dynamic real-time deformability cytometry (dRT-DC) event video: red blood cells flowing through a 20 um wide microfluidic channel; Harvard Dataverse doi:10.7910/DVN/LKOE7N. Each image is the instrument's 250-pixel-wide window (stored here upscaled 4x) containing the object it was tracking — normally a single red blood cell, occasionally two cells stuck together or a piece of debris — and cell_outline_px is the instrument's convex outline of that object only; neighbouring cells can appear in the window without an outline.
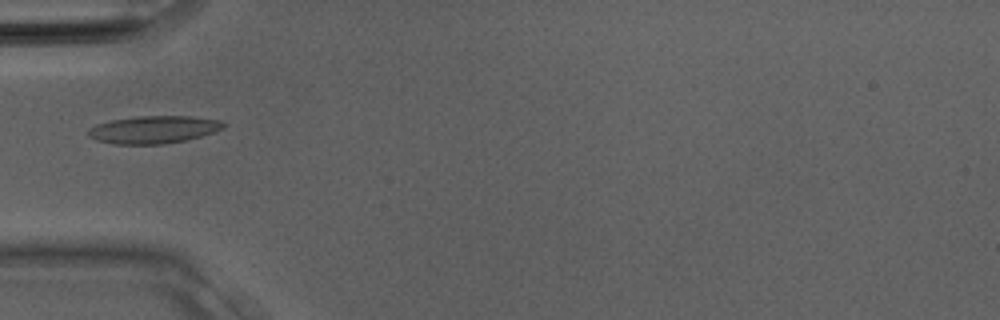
{"species": "Egyptian fruit bat (a non-hibernating species)", "species_latin": "Rousettus aegyptiacus", "temperature_condition": "room temperature", "stored_images_in_passage": 19, "camera_frame_rate_fps": 3000, "um_per_image_px": 0.085, "animal": {"sex": "male"}, "frame": {"image": 1, "passage_image": 1, "time_ms": 0.0, "image_size_px": [1000, 320], "cell_outline_px": [[228, 124], [224, 128], [188, 140], [164, 144], [112, 144], [96, 140], [88, 136], [88, 128], [96, 124], [112, 120], [140, 116], [188, 116], [220, 120]], "centroid_in_image_um": [13.05, 11.02], "position_along_channel_um": 71.9, "area_um2": 21.79}}
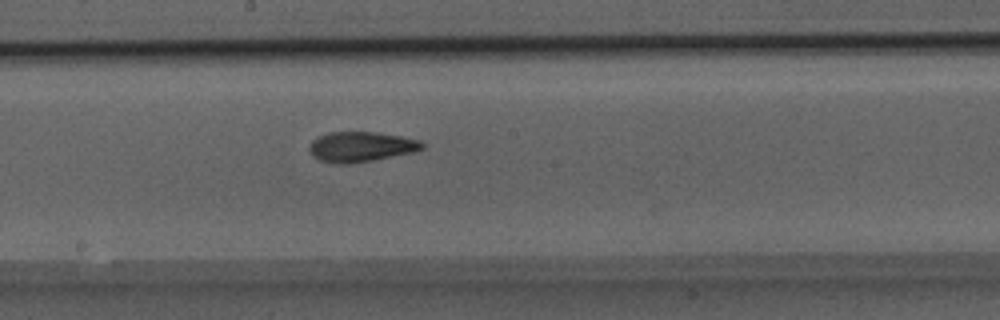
{"frame": {"image": 2, "passage_image": 8, "time_ms": 2.333, "image_size_px": [1000, 320], "cell_outline_px": [[424, 148], [412, 152], [372, 160], [348, 164], [336, 164], [320, 160], [312, 156], [308, 148], [308, 144], [316, 136], [328, 132], [376, 132], [400, 136], [420, 140], [424, 144]], "centroid_in_image_um": [30.62, 12.47], "position_along_channel_um": 217.6, "area_um2": 19.88}}
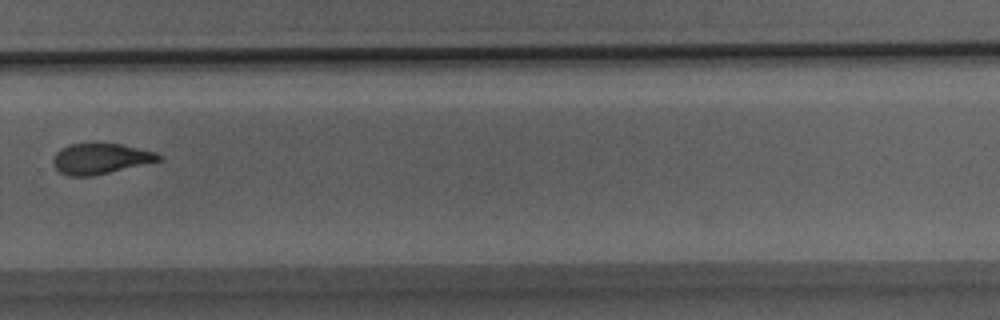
{"frame": {"image": 3, "passage_image": 13, "time_ms": 4.0, "image_size_px": [1000, 320], "cell_outline_px": [[164, 156], [160, 160], [92, 176], [68, 176], [60, 172], [52, 164], [52, 160], [56, 152], [60, 148], [72, 144], [120, 144], [156, 152]], "centroid_in_image_um": [8.51, 13.49], "position_along_channel_um": 321.3, "area_um2": 18.55}}